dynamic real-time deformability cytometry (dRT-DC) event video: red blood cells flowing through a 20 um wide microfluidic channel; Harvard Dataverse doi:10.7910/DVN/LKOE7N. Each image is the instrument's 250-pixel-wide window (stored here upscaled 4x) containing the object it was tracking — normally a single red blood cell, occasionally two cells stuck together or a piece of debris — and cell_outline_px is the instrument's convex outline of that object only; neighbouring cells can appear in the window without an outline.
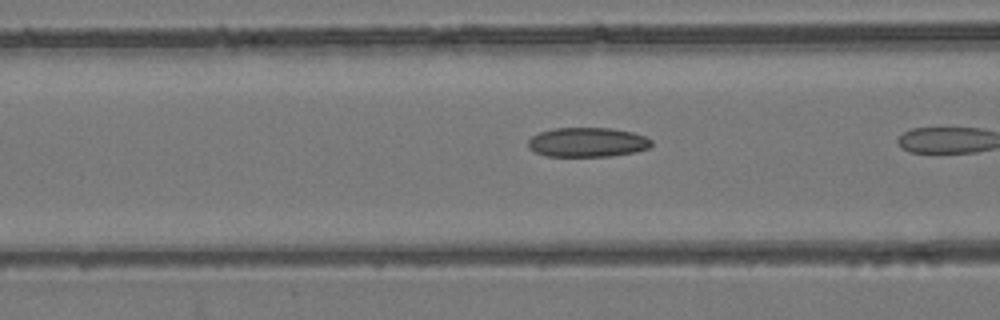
{"species": "common noctule bat (a hibernating species)", "species_latin": "Nyctalus noctula", "temperature_condition": "room temperature", "stored_images_in_passage": 4, "camera_frame_rate_fps": 3000, "um_per_image_px": 0.085, "animal": {"sex": "female", "body_mass_g": 24.6, "forearm_length_mm": 56.2}, "frame": {"image": 1, "passage_image": 3, "time_ms": 0.667, "image_size_px": [1000, 320], "cell_outline_px": [[652, 144], [648, 148], [636, 152], [608, 156], [544, 156], [528, 148], [528, 140], [532, 136], [540, 132], [552, 128], [612, 128], [632, 132], [644, 136], [652, 140]], "centroid_in_image_um": [49.92, 12.09], "position_along_channel_um": 116.7, "area_um2": 21.21}}